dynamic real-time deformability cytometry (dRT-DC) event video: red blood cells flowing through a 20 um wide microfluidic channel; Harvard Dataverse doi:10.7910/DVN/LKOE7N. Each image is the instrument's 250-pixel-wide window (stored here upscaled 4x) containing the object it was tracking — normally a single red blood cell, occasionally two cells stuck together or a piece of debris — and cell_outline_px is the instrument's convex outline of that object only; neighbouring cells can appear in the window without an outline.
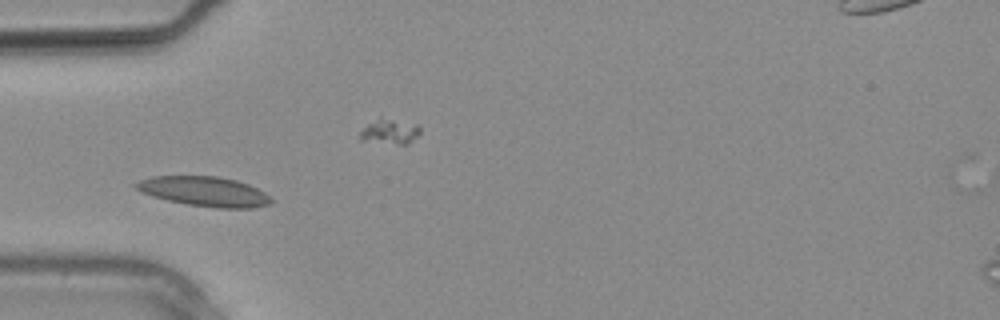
{"species": "common noctule bat (a hibernating species)", "species_latin": "Nyctalus noctula", "temperature_condition": "warm", "stored_images_in_passage": 17, "camera_frame_rate_fps": 3000, "um_per_image_px": 0.085, "animal": {"sex": "male", "body_mass_g": 20.4}, "frame": {"image": 1, "passage_image": 3, "time_ms": 0.667, "image_size_px": [1000, 320], "cell_outline_px": [[272, 204], [252, 208], [216, 208], [188, 204], [168, 200], [152, 196], [140, 192], [132, 184], [140, 180], [152, 176], [216, 176], [236, 180], [248, 184], [272, 196]], "centroid_in_image_um": [17.38, 16.27], "position_along_channel_um": 67.6, "area_um2": 23.52}}